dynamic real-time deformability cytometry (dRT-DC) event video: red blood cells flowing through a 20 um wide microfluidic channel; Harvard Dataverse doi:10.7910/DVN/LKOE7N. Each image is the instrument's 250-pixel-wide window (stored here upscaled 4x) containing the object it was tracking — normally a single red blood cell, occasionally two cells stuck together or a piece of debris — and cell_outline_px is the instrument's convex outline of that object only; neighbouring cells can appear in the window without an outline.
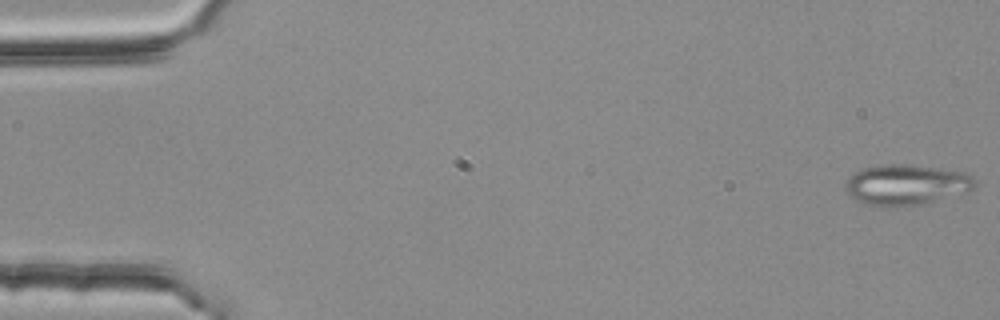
{"species": "common noctule bat (a hibernating species)", "species_latin": "Nyctalus noctula", "temperature_condition": "room temperature", "stored_images_in_passage": 4, "camera_frame_rate_fps": 3000, "um_per_image_px": 0.085, "animal": {"sex": "female", "body_mass_g": 25.1}, "frame": {"image": 1, "passage_image": 1, "time_ms": 0.0, "image_size_px": [1000, 320], "cell_outline_px": [[976, 180], [972, 192], [916, 204], [896, 208], [884, 208], [864, 204], [856, 200], [844, 192], [844, 184], [860, 168], [880, 164], [908, 164], [940, 168], [964, 172], [972, 176]], "centroid_in_image_um": [77.0, 15.71], "position_along_channel_um": 8.0, "area_um2": 31.15}}